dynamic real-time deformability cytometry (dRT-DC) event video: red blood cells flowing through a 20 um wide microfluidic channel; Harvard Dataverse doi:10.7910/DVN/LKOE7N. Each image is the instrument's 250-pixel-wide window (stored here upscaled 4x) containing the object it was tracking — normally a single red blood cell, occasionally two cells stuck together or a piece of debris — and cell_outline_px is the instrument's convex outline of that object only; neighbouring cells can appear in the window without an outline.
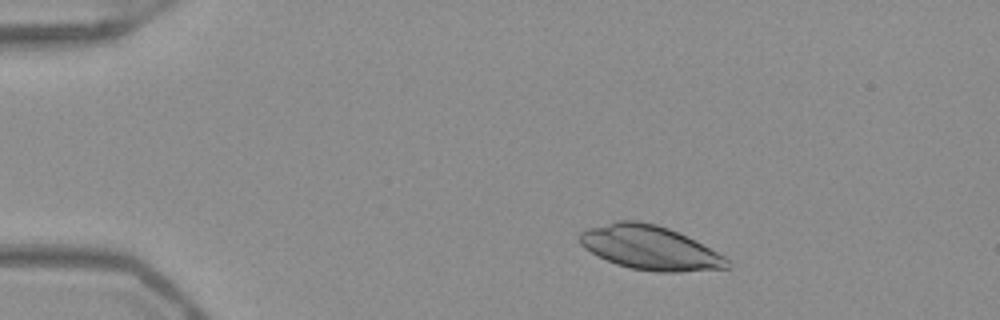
{"species": "Egyptian fruit bat (a non-hibernating species)", "species_latin": "Rousettus aegyptiacus", "temperature_condition": "warm", "stored_images_in_passage": 45, "camera_frame_rate_fps": 3000, "um_per_image_px": 0.085, "frame": {"image": 1, "passage_image": 2, "time_ms": 0.333, "image_size_px": [1000, 320], "cell_outline_px": [[732, 268], [680, 272], [656, 272], [632, 268], [616, 264], [584, 248], [580, 244], [580, 232], [588, 228], [620, 220], [636, 220], [656, 224], [668, 228], [724, 256], [728, 260]], "centroid_in_image_um": [55.24, 21.07], "position_along_channel_um": 29.8, "area_um2": 37.28}}